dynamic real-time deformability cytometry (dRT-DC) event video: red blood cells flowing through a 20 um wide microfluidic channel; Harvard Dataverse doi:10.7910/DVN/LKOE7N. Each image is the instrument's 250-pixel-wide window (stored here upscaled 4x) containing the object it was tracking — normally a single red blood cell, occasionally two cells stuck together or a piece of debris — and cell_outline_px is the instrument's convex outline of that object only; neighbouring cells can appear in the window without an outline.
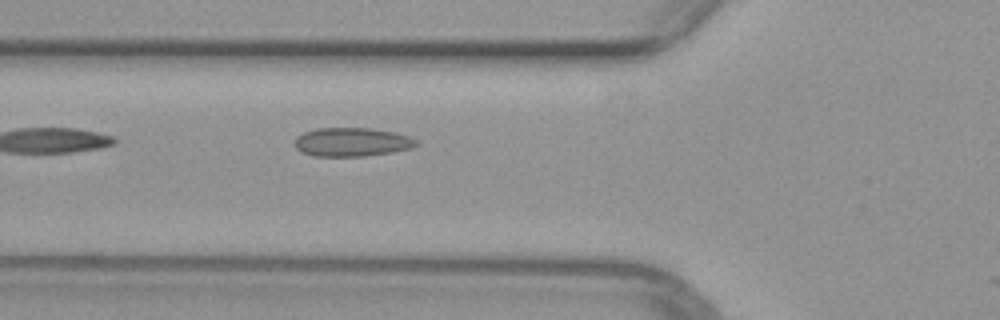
{"species": "common noctule bat (a hibernating species)", "species_latin": "Nyctalus noctula", "temperature_condition": "warm", "stored_images_in_passage": 31, "camera_frame_rate_fps": 3000, "um_per_image_px": 0.085, "animal": {"sex": "female", "body_mass_g": 29.2, "forearm_length_mm": 56.3}, "frame": {"image": 1, "passage_image": 4, "time_ms": 1.0, "image_size_px": [1000, 320], "cell_outline_px": [[420, 144], [412, 148], [392, 152], [364, 156], [312, 156], [296, 148], [296, 136], [304, 132], [316, 128], [372, 128], [396, 132], [408, 136], [416, 140]], "centroid_in_image_um": [29.94, 12.07], "position_along_channel_um": 95.9, "area_um2": 20.4}}
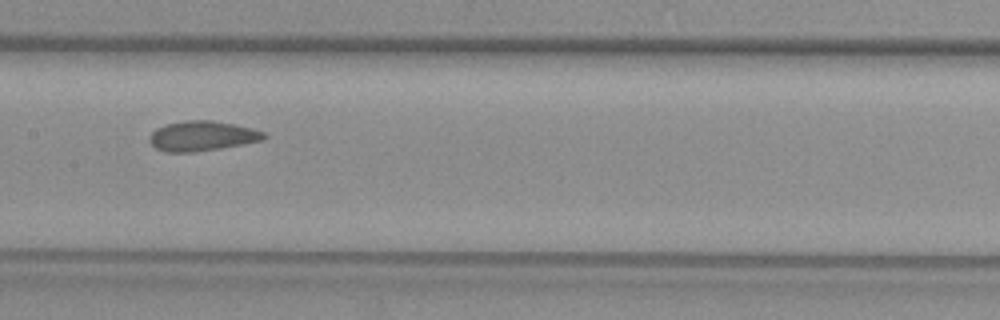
{"frame": {"image": 2, "passage_image": 11, "time_ms": 3.333, "image_size_px": [1000, 320], "cell_outline_px": [[268, 136], [264, 140], [220, 148], [192, 152], [164, 152], [156, 148], [148, 140], [148, 136], [156, 128], [164, 124], [188, 120], [212, 120], [236, 124], [252, 128], [264, 132]], "centroid_in_image_um": [17.17, 11.55], "position_along_channel_um": 190.2, "area_um2": 20.11}}
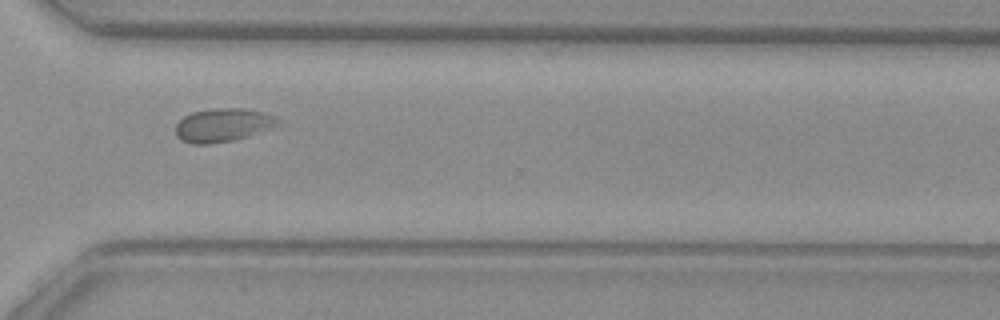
{"frame": {"image": 3, "passage_image": 23, "time_ms": 7.333, "image_size_px": [1000, 320], "cell_outline_px": [[284, 120], [248, 136], [232, 140], [208, 144], [192, 144], [176, 136], [176, 124], [184, 116], [192, 112], [212, 108], [240, 108], [260, 112], [276, 116]], "centroid_in_image_um": [18.9, 10.62], "position_along_channel_um": 351.7, "area_um2": 19.54}}